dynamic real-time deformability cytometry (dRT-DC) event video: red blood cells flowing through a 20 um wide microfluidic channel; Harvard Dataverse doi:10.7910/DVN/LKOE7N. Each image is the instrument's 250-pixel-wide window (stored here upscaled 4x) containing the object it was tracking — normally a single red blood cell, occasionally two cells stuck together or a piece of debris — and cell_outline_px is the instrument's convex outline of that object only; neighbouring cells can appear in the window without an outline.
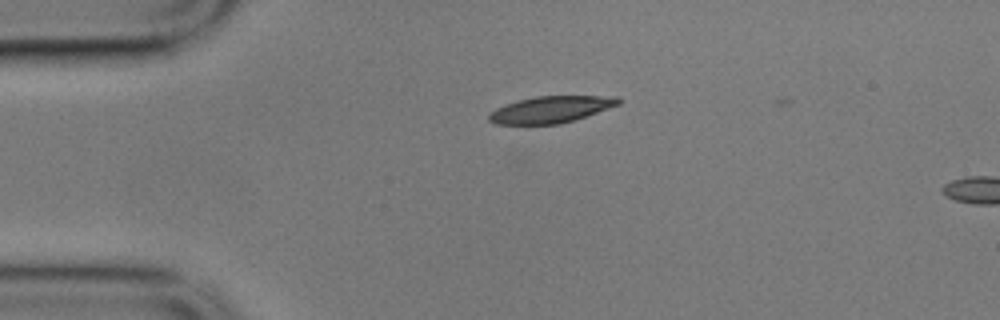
{"species": "common noctule bat (a hibernating species)", "species_latin": "Nyctalus noctula", "temperature_condition": "cold", "stored_images_in_passage": 3, "camera_frame_rate_fps": 3000, "um_per_image_px": 0.085, "animal": {"sex": "male", "body_mass_g": 17.9}, "frame": {"image": 1, "passage_image": 3, "time_ms": 0.667, "image_size_px": [1000, 320], "cell_outline_px": [[624, 100], [620, 104], [560, 124], [496, 124], [488, 120], [488, 116], [496, 108], [516, 100], [536, 96], [620, 96]], "centroid_in_image_um": [46.83, 9.29], "position_along_channel_um": 38.2, "area_um2": 20.0}}